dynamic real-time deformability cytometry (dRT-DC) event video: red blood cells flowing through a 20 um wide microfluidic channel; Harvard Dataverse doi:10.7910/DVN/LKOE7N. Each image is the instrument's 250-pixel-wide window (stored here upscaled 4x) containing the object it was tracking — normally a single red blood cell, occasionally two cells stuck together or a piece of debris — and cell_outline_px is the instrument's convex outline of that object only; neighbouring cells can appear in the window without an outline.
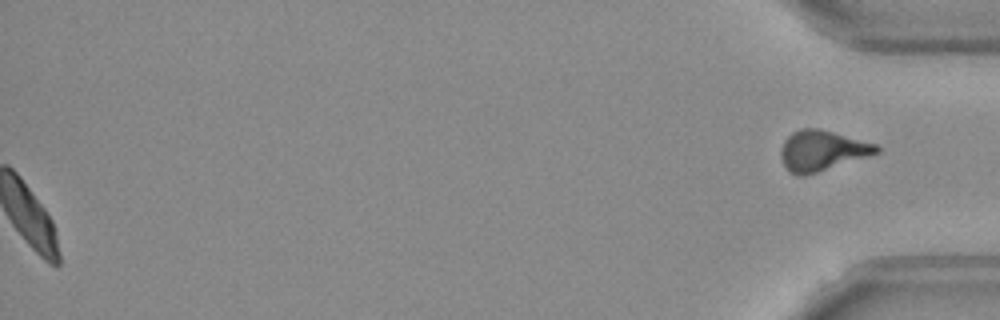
{"species": "Egyptian fruit bat (a non-hibernating species)", "species_latin": "Rousettus aegyptiacus", "temperature_condition": "warm", "stored_images_in_passage": 44, "segment_of_instrument_passage": [2, 2], "camera_frame_rate_fps": 3000, "um_per_image_px": 0.085, "frame": {"image": 1, "passage_image": 44, "time_ms": 14.333, "image_size_px": [1000, 320], "cell_outline_px": [[880, 152], [804, 176], [796, 176], [788, 172], [780, 156], [780, 148], [784, 140], [792, 132], [800, 128], [816, 128], [832, 132], [876, 144], [880, 148]], "centroid_in_image_um": [69.81, 12.81], "position_along_channel_um": 365.4, "area_um2": 22.31}}